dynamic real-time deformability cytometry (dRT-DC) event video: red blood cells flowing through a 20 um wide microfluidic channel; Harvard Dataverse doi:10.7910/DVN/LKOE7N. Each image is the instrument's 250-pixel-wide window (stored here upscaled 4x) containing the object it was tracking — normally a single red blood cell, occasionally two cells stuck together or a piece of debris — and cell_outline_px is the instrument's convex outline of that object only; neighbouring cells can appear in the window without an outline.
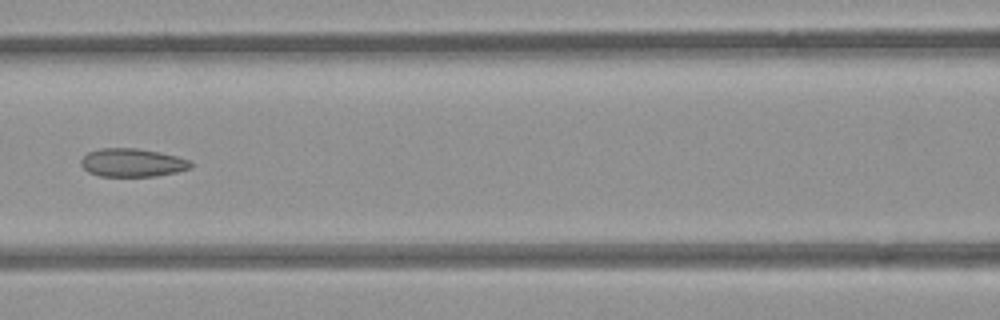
{"species": "common noctule bat (a hibernating species)", "species_latin": "Nyctalus noctula", "temperature_condition": "room temperature", "stored_images_in_passage": 6, "camera_frame_rate_fps": 3000, "um_per_image_px": 0.085, "animal": {"sex": "female", "body_mass_g": 21.9}, "frame": {"image": 1, "passage_image": 5, "time_ms": 1.333, "image_size_px": [1000, 320], "cell_outline_px": [[192, 168], [176, 172], [156, 176], [100, 176], [88, 172], [80, 164], [80, 160], [88, 152], [100, 148], [136, 148], [160, 152], [192, 160]], "centroid_in_image_um": [11.26, 13.82], "position_along_channel_um": 155.3, "area_um2": 18.21}}
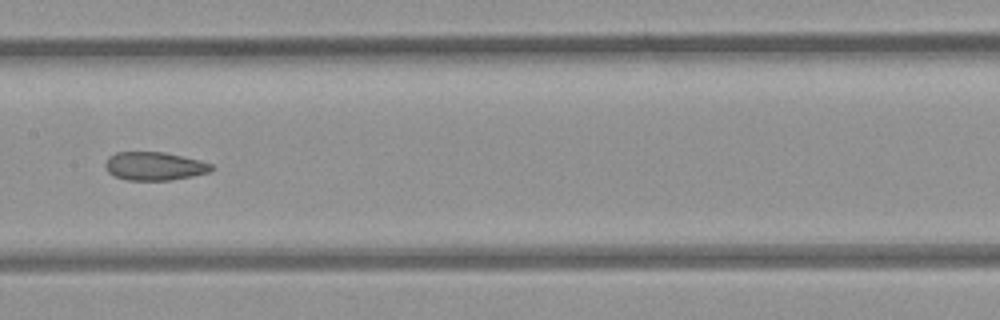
{"frame": {"image": 2, "passage_image": 6, "time_ms": 1.667, "image_size_px": [1000, 320], "cell_outline_px": [[216, 168], [208, 172], [192, 176], [168, 180], [128, 180], [116, 176], [108, 172], [104, 164], [108, 156], [116, 152], [164, 152], [200, 160], [212, 164]], "centroid_in_image_um": [13.13, 14.11], "position_along_channel_um": 194.3, "area_um2": 17.51}}